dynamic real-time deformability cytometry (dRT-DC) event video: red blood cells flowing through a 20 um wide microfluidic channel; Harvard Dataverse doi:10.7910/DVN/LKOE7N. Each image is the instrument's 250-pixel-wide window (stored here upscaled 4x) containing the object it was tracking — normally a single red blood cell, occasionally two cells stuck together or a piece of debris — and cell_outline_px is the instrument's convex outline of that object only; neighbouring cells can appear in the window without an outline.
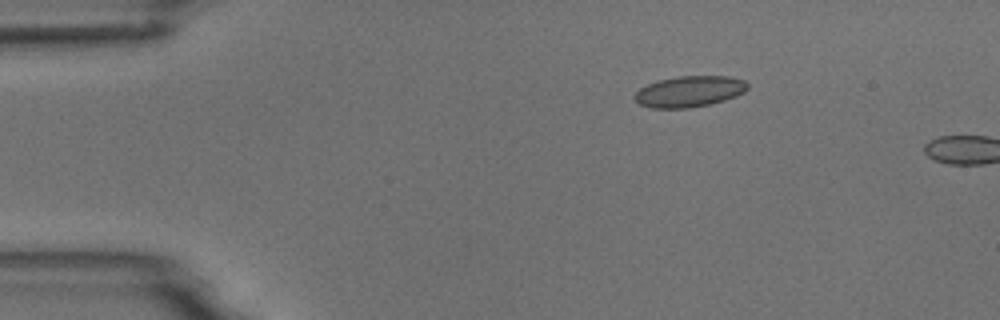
{"species": "common noctule bat (a hibernating species)", "species_latin": "Nyctalus noctula", "temperature_condition": "room temperature", "stored_images_in_passage": 2, "camera_frame_rate_fps": 3000, "um_per_image_px": 0.085, "animal": {"sex": "male", "body_mass_g": 18.8}, "frame": {"image": 1, "passage_image": 1, "time_ms": 0.0, "image_size_px": [1000, 320], "cell_outline_px": [[748, 88], [744, 92], [736, 96], [724, 100], [708, 104], [688, 108], [652, 108], [640, 104], [632, 96], [640, 88], [656, 80], [676, 76], [728, 76], [744, 80], [748, 84]], "centroid_in_image_um": [58.58, 7.76], "position_along_channel_um": 26.4, "area_um2": 20.46}}